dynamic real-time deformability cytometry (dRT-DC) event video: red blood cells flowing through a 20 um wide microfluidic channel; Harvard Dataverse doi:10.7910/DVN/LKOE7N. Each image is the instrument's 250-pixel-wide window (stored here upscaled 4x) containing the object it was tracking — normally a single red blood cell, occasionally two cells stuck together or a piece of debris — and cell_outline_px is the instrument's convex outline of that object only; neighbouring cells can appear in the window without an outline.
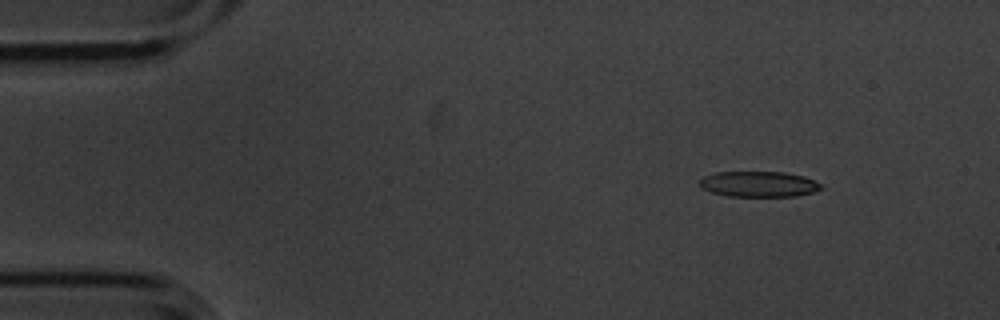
{"species": "common noctule bat (a hibernating species)", "species_latin": "Nyctalus noctula", "temperature_condition": "cold", "stored_images_in_passage": 3, "camera_frame_rate_fps": 3000, "um_per_image_px": 0.085, "animal": {"sex": "male", "body_mass_g": 20.1, "forearm_length_mm": 53.5}, "frame": {"image": 1, "passage_image": 1, "time_ms": 0.0, "image_size_px": [1000, 320], "cell_outline_px": [[824, 188], [812, 192], [796, 196], [728, 196], [712, 192], [704, 188], [700, 184], [700, 180], [704, 176], [716, 172], [784, 172], [804, 176], [824, 184]], "centroid_in_image_um": [64.56, 15.64], "position_along_channel_um": 20.4, "area_um2": 18.09}}
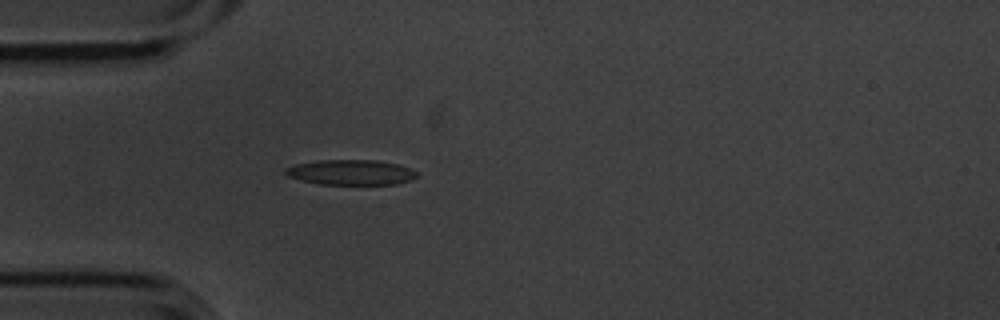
{"frame": {"image": 2, "passage_image": 3, "time_ms": 0.667, "image_size_px": [1000, 320], "cell_outline_px": [[420, 176], [412, 180], [396, 184], [320, 184], [300, 180], [288, 176], [284, 172], [284, 168], [296, 164], [316, 160], [376, 160], [396, 164], [408, 168], [416, 172]], "centroid_in_image_um": [29.81, 14.65], "position_along_channel_um": 55.2, "area_um2": 19.31}}